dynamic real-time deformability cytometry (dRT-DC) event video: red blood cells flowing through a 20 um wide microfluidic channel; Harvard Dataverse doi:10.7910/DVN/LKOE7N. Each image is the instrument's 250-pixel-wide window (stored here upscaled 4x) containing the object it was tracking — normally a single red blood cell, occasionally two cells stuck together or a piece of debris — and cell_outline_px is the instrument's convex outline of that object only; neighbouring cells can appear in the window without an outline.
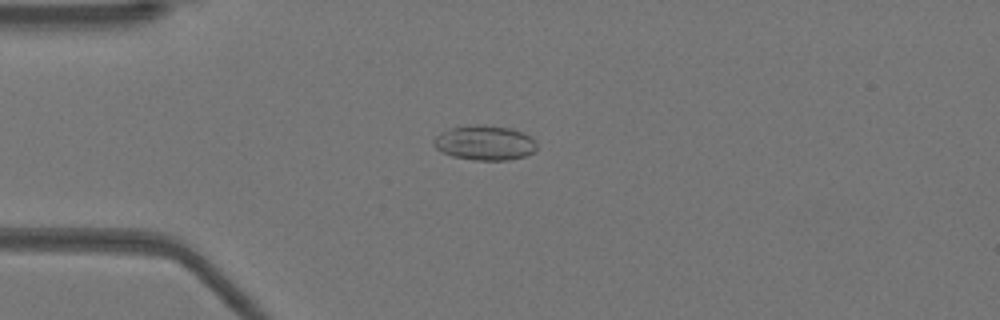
{"species": "Egyptian fruit bat (a non-hibernating species)", "species_latin": "Rousettus aegyptiacus", "temperature_condition": "warm", "stored_images_in_passage": 16, "camera_frame_rate_fps": 3000, "um_per_image_px": 0.085, "animal": {"sex": "female"}, "frame": {"image": 1, "passage_image": 13, "time_ms": 4.0, "image_size_px": [1000, 320], "cell_outline_px": [[536, 148], [532, 152], [524, 156], [508, 160], [472, 160], [452, 156], [436, 148], [432, 144], [432, 140], [440, 132], [452, 128], [476, 124], [484, 124], [512, 128], [532, 136], [536, 140]], "centroid_in_image_um": [41.21, 12.13], "position_along_channel_um": 43.8, "area_um2": 21.04}}